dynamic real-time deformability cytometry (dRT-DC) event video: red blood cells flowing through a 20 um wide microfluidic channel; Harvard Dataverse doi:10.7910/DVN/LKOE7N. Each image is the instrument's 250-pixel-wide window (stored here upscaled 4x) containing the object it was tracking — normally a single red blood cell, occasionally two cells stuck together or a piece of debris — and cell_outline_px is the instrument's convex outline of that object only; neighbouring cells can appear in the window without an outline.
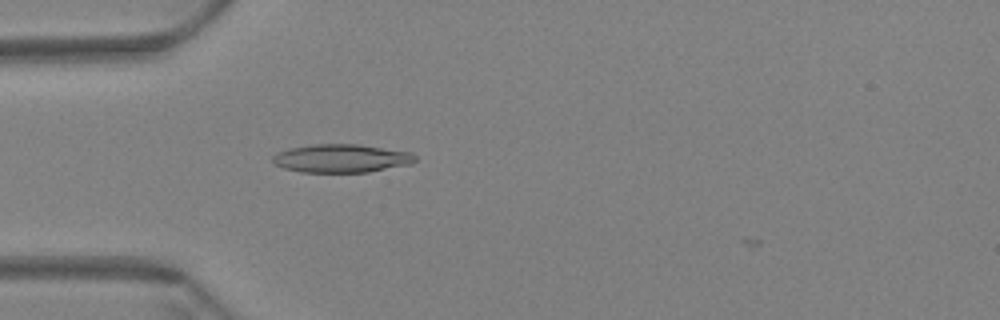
{"species": "Egyptian fruit bat (a non-hibernating species)", "species_latin": "Rousettus aegyptiacus", "temperature_condition": "warm", "stored_images_in_passage": 43, "camera_frame_rate_fps": 3000, "um_per_image_px": 0.085, "animal": {"sex": "female"}, "frame": {"image": 1, "passage_image": 4, "time_ms": 1.0, "image_size_px": [1000, 320], "cell_outline_px": [[416, 160], [412, 164], [368, 172], [300, 172], [284, 168], [276, 164], [272, 160], [272, 156], [288, 148], [312, 144], [356, 144], [412, 152], [416, 156]], "centroid_in_image_um": [29.04, 13.46], "position_along_channel_um": 56.0, "area_um2": 23.52}}
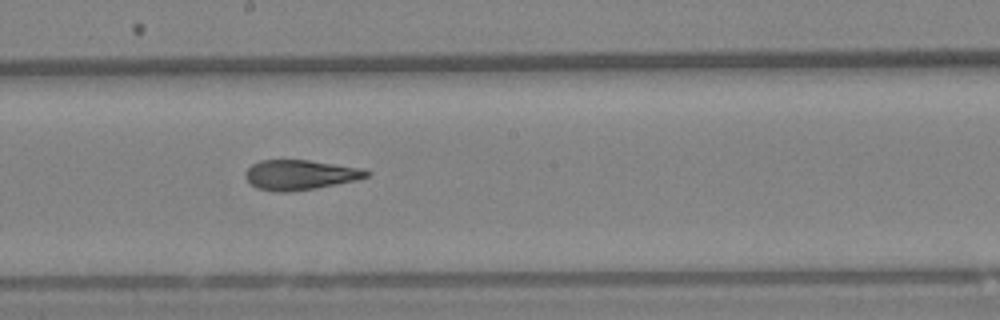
{"frame": {"image": 2, "passage_image": 19, "time_ms": 6.0, "image_size_px": [1000, 320], "cell_outline_px": [[372, 172], [368, 176], [356, 180], [316, 188], [288, 192], [276, 192], [256, 188], [244, 176], [244, 172], [252, 164], [260, 160], [308, 160], [360, 168]], "centroid_in_image_um": [25.48, 14.86], "position_along_channel_um": 222.7, "area_um2": 21.04}}
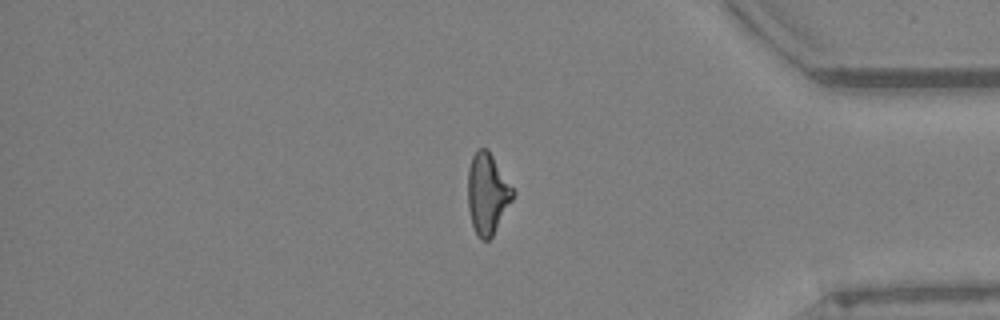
{"frame": {"image": 3, "passage_image": 36, "time_ms": 11.667, "image_size_px": [1000, 320], "cell_outline_px": [[516, 192], [512, 200], [492, 236], [488, 240], [480, 240], [472, 224], [468, 208], [468, 168], [472, 156], [480, 148], [488, 148]], "centroid_in_image_um": [41.43, 16.44], "position_along_channel_um": 393.8, "area_um2": 21.15}}